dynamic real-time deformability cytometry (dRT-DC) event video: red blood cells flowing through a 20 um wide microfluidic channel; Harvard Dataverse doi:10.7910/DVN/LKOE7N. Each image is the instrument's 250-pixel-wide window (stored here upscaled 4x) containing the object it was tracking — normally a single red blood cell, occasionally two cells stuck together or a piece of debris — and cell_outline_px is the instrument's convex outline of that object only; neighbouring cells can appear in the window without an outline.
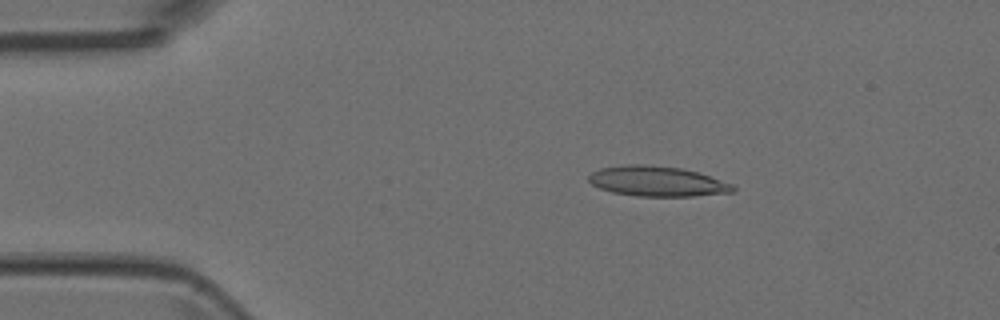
{"species": "Egyptian fruit bat (a non-hibernating species)", "species_latin": "Rousettus aegyptiacus", "temperature_condition": "room temperature", "stored_images_in_passage": 3, "camera_frame_rate_fps": 3000, "um_per_image_px": 0.085, "animal": {"sex": "female"}, "frame": {"image": 1, "passage_image": 1, "time_ms": 0.0, "image_size_px": [1000, 320], "cell_outline_px": [[736, 188], [732, 192], [692, 196], [636, 196], [612, 192], [600, 188], [592, 184], [588, 180], [588, 176], [592, 172], [600, 168], [628, 164], [644, 164], [680, 168], [696, 172], [732, 184]], "centroid_in_image_um": [55.81, 15.41], "position_along_channel_um": 29.2, "area_um2": 25.09}}